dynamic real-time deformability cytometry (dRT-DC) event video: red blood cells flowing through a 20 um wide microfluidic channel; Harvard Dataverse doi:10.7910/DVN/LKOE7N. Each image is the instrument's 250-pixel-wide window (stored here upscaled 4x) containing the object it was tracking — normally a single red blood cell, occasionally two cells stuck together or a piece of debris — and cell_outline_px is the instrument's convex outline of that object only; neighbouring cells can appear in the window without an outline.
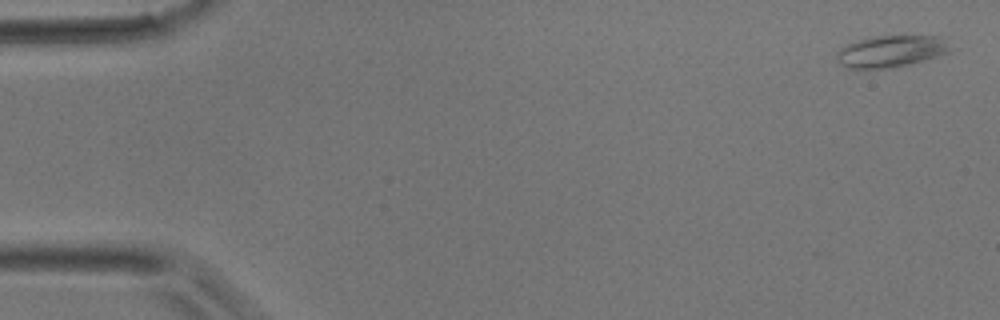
{"species": "common noctule bat (a hibernating species)", "species_latin": "Nyctalus noctula", "temperature_condition": "room temperature", "stored_images_in_passage": 4, "camera_frame_rate_fps": 3000, "um_per_image_px": 0.085, "animal": {"sex": "male", "body_mass_g": 17.9}, "frame": {"image": 1, "passage_image": 1, "time_ms": 0.0, "image_size_px": [1000, 320], "cell_outline_px": [[956, 48], [948, 52], [912, 64], [892, 68], [848, 68], [840, 64], [836, 60], [836, 52], [840, 48], [848, 44], [868, 36], [944, 36]], "centroid_in_image_um": [75.79, 4.35], "position_along_channel_um": 9.2, "area_um2": 21.44}}
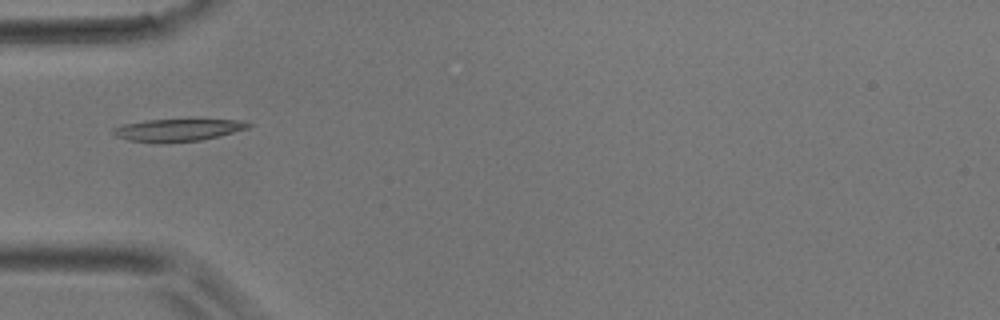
{"frame": {"image": 2, "passage_image": 4, "time_ms": 1.0, "image_size_px": [1000, 320], "cell_outline_px": [[252, 124], [248, 128], [200, 140], [132, 140], [116, 136], [112, 132], [112, 128], [124, 124], [148, 120], [244, 120]], "centroid_in_image_um": [15.15, 11.0], "position_along_channel_um": 69.9, "area_um2": 16.36}}